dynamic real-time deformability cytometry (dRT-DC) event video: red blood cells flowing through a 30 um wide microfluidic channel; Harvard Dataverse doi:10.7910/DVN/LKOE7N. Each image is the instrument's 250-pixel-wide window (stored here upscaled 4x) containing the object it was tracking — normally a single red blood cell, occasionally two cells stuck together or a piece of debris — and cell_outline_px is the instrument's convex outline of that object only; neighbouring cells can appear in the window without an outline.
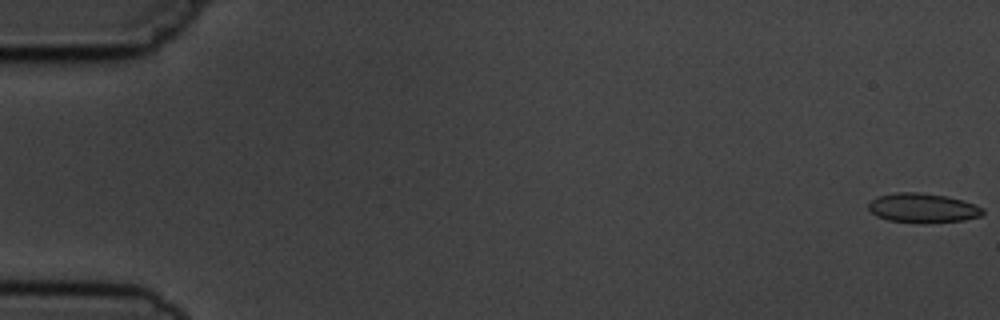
{"species": "common noctule bat (a hibernating species)", "species_latin": "Nyctalus noctula", "temperature_condition": "cold", "stored_images_in_passage": 7, "camera_frame_rate_fps": 3000, "um_per_image_px": 0.085, "animal": {"sex": "male", "body_mass_g": 19.5, "forearm_length_mm": 54.6}, "frame": {"image": 1, "passage_image": 1, "time_ms": 0.0, "image_size_px": [1000, 320], "cell_outline_px": [[984, 212], [980, 216], [964, 220], [924, 224], [888, 220], [876, 216], [868, 208], [868, 204], [876, 196], [896, 192], [916, 192], [948, 196], [964, 200], [984, 208]], "centroid_in_image_um": [78.44, 17.68], "position_along_channel_um": 6.6, "area_um2": 19.88}}
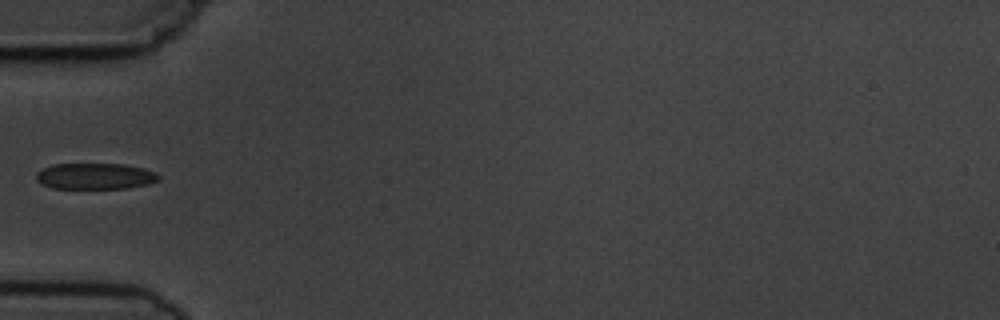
{"frame": {"image": 2, "passage_image": 6, "time_ms": 6.0, "image_size_px": [1000, 320], "cell_outline_px": [[160, 180], [148, 184], [128, 188], [52, 188], [36, 180], [36, 172], [52, 164], [124, 164], [144, 168], [156, 172], [160, 176]], "centroid_in_image_um": [8.12, 14.97], "position_along_channel_um": 76.9, "area_um2": 18.67}}
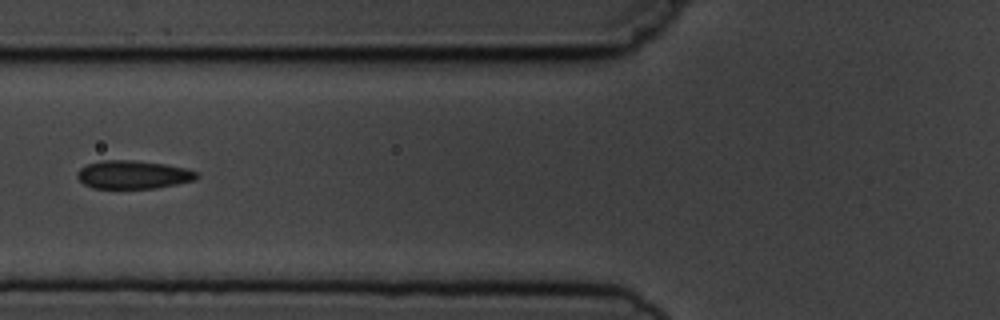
{"frame": {"image": 3, "passage_image": 7, "time_ms": 7.0, "image_size_px": [1000, 320], "cell_outline_px": [[200, 176], [196, 180], [156, 188], [92, 188], [84, 184], [76, 176], [76, 172], [80, 168], [88, 164], [104, 160], [132, 160], [164, 164], [188, 168], [196, 172]], "centroid_in_image_um": [11.33, 14.85], "position_along_channel_um": 114.5, "area_um2": 19.71}}